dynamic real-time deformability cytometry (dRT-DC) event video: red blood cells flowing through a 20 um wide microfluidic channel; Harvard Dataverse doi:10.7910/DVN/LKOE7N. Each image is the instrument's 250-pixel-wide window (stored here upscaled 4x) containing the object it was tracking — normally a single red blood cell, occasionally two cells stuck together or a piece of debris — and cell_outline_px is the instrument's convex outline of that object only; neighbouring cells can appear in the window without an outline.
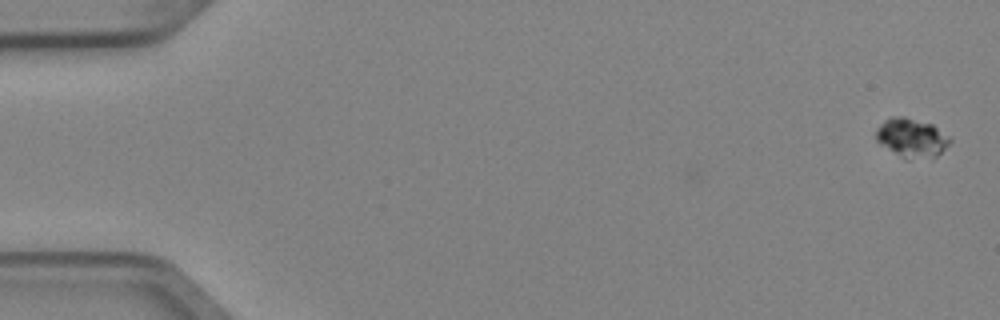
{"species": "Egyptian fruit bat (a non-hibernating species)", "species_latin": "Rousettus aegyptiacus", "temperature_condition": "cold", "stored_images_in_passage": 6, "camera_frame_rate_fps": 3000, "um_per_image_px": 0.085, "animal": {"sex": "female"}, "frame": {"image": 1, "passage_image": 1, "time_ms": 0.0, "image_size_px": [1000, 320], "cell_outline_px": [[952, 140], [936, 156], [908, 160], [904, 160], [880, 144], [876, 140], [876, 128], [884, 120], [892, 116], [904, 116], [932, 124], [952, 136]], "centroid_in_image_um": [77.48, 11.71], "position_along_channel_um": 7.5, "area_um2": 17.05}}
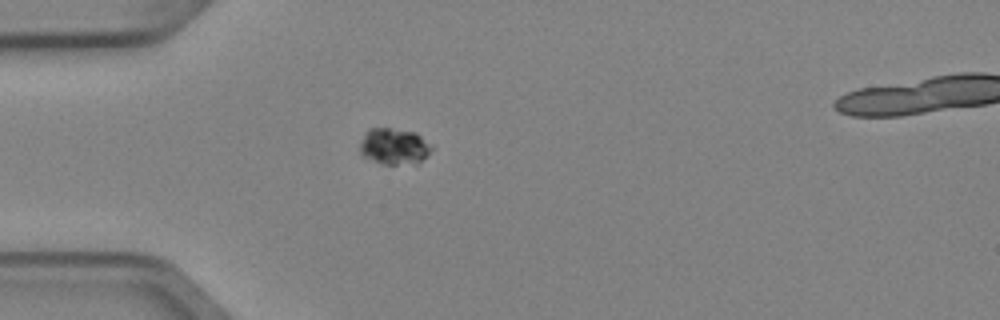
{"frame": {"image": 2, "passage_image": 5, "time_ms": 1.333, "image_size_px": [1000, 320], "cell_outline_px": [[432, 148], [416, 164], [384, 164], [364, 156], [360, 152], [360, 144], [364, 132], [368, 128], [388, 128], [416, 132]], "centroid_in_image_um": [33.44, 12.42], "position_along_channel_um": 51.6, "area_um2": 14.8}}